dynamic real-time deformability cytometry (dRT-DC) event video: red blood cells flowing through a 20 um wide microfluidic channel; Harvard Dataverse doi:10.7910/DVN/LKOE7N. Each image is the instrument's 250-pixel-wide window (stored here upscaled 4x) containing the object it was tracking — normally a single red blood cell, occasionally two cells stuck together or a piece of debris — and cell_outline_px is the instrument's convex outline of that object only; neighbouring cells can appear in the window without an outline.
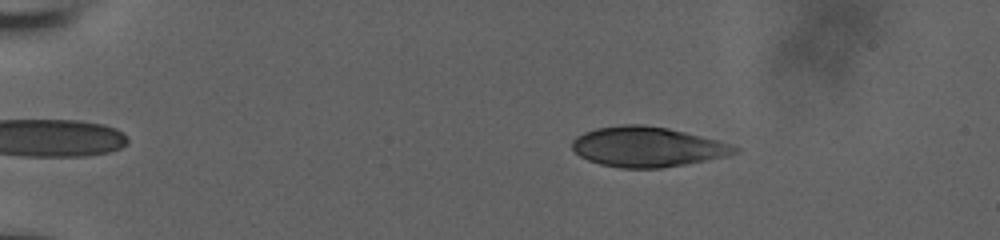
{"species": "human", "species_latin": "Homo sapiens", "temperature_condition": "room temperature", "stored_images_in_passage": 48, "camera_frame_rate_fps": 3000, "um_per_image_px": 0.085, "donor": {"sex": "male"}, "frame": {"image": 1, "passage_image": 3, "time_ms": 0.667, "image_size_px": [1000, 240], "cell_outline_px": [[740, 152], [724, 156], [684, 164], [660, 168], [620, 168], [600, 164], [588, 160], [580, 156], [572, 148], [572, 140], [576, 136], [584, 132], [596, 128], [624, 124], [644, 124], [668, 128], [716, 140], [740, 148]], "centroid_in_image_um": [54.97, 12.47], "position_along_channel_um": 30.0, "area_um2": 37.63}}
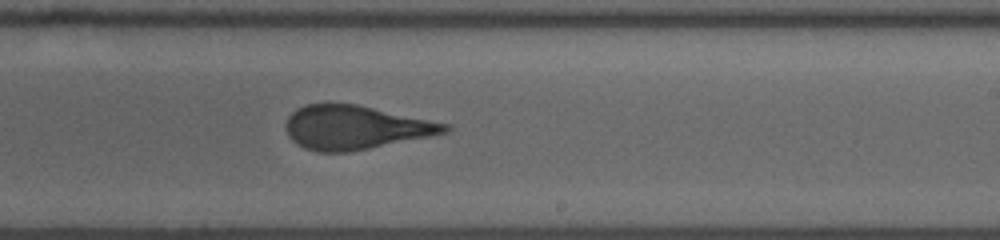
{"frame": {"image": 2, "passage_image": 28, "time_ms": 9.0, "image_size_px": [1000, 240], "cell_outline_px": [[452, 128], [448, 132], [348, 152], [316, 152], [304, 148], [296, 144], [288, 136], [284, 128], [284, 124], [288, 116], [296, 108], [304, 104], [356, 104], [452, 124]], "centroid_in_image_um": [30.16, 10.83], "position_along_channel_um": 258.8, "area_um2": 40.63}}
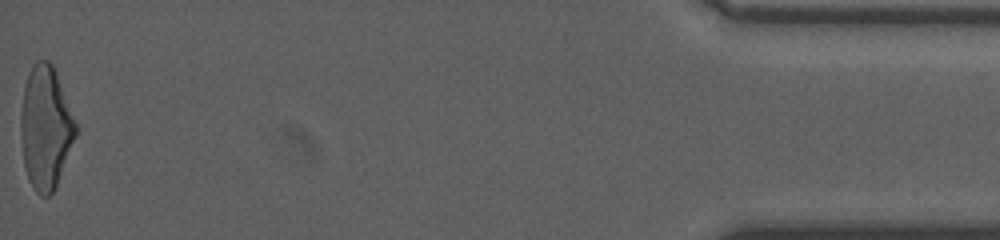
{"frame": {"image": 3, "passage_image": 48, "time_ms": 15.667, "image_size_px": [1000, 240], "cell_outline_px": [[76, 136], [56, 188], [48, 196], [40, 196], [36, 192], [28, 180], [24, 168], [20, 136], [20, 116], [24, 84], [28, 72], [32, 64], [36, 60], [48, 60], [52, 64], [56, 72], [76, 124]], "centroid_in_image_um": [3.84, 10.86], "position_along_channel_um": 431.4, "area_um2": 39.59}, "authors_computed_cell_mechanics": {"area_um2": 40.7779, "velocity_mm_per_s": 3.8673, "shape_relaxation_time_tau1_ms": 6.0492, "shape_relaxation_time_tau2_ms": 0.9495, "deformation_change_tau1": 0.1842, "deformation_change_tau2": 0.0717}}